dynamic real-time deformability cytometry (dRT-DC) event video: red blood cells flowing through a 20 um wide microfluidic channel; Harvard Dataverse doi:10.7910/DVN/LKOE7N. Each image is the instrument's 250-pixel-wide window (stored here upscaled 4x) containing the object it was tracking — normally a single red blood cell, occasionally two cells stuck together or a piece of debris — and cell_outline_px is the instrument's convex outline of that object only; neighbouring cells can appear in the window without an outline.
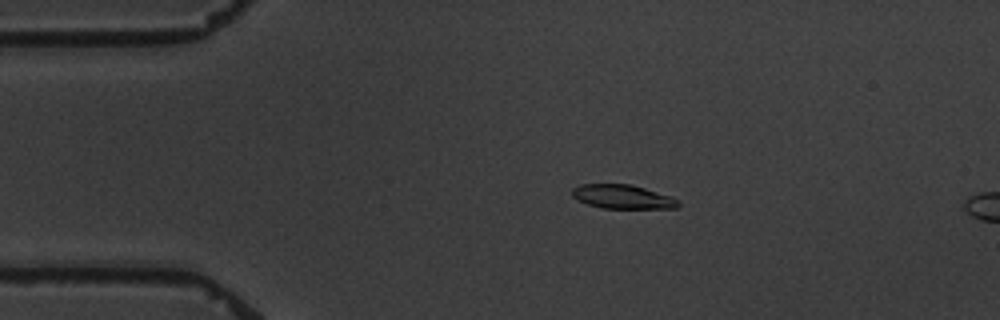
{"species": "common noctule bat (a hibernating species)", "species_latin": "Nyctalus noctula", "temperature_condition": "warm", "stored_images_in_passage": 6, "camera_frame_rate_fps": 3000, "um_per_image_px": 0.085, "animal": {"sex": "male", "body_mass_g": 19.5, "forearm_length_mm": 54.6}, "frame": {"image": 1, "passage_image": 4, "time_ms": 3.333, "image_size_px": [1000, 320], "cell_outline_px": [[680, 204], [676, 208], [604, 208], [588, 204], [572, 196], [572, 188], [580, 184], [632, 184], [672, 196], [680, 200]], "centroid_in_image_um": [52.96, 16.71], "position_along_channel_um": 32.0, "area_um2": 14.85}}